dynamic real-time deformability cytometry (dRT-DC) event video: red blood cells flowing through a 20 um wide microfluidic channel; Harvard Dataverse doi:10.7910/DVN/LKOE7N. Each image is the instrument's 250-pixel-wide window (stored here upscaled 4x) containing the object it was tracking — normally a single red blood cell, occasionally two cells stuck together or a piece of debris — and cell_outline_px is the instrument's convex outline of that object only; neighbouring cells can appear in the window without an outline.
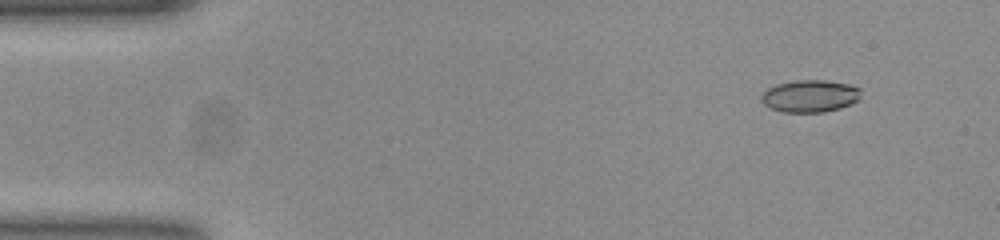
{"species": "common noctule bat (a hibernating species)", "species_latin": "Nyctalus noctula", "temperature_condition": "room temperature", "stored_images_in_passage": 53, "camera_frame_rate_fps": 3000, "um_per_image_px": 0.085, "animal": {"sex": "female", "body_mass_g": 23.0, "forearm_length_mm": 53.4}, "frame": {"image": 1, "passage_image": 5, "time_ms": 1.333, "image_size_px": [1000, 240], "cell_outline_px": [[860, 100], [840, 108], [824, 112], [784, 112], [772, 108], [764, 104], [760, 100], [760, 96], [768, 88], [776, 84], [796, 80], [824, 80], [852, 84], [860, 88]], "centroid_in_image_um": [68.87, 8.15], "position_along_channel_um": 16.1, "area_um2": 18.84}}
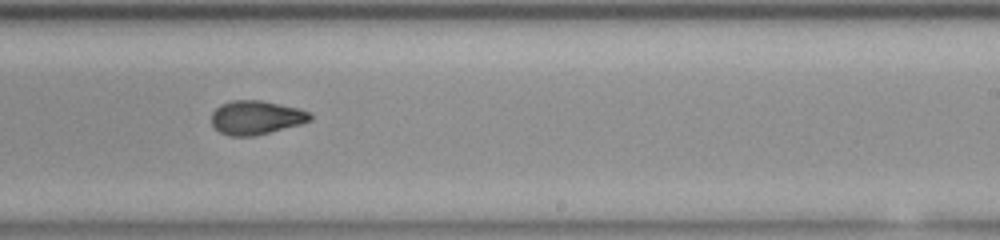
{"frame": {"image": 2, "passage_image": 32, "time_ms": 10.333, "image_size_px": [1000, 240], "cell_outline_px": [[312, 120], [300, 124], [256, 136], [228, 136], [220, 132], [212, 124], [212, 112], [220, 104], [232, 100], [264, 100], [296, 108], [308, 112], [312, 116]], "centroid_in_image_um": [21.75, 9.99], "position_along_channel_um": 267.3, "area_um2": 19.48}}
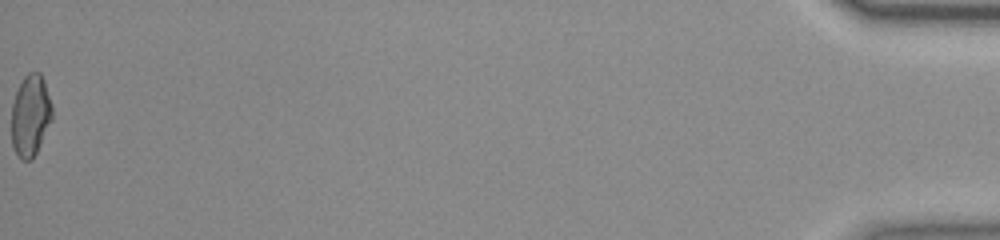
{"frame": {"image": 3, "passage_image": 53, "time_ms": 17.333, "image_size_px": [1000, 240], "cell_outline_px": [[52, 120], [32, 160], [20, 160], [12, 144], [12, 104], [16, 92], [24, 76], [28, 72], [40, 72], [44, 80], [52, 104]], "centroid_in_image_um": [2.6, 9.81], "position_along_channel_um": 432.6, "area_um2": 19.31}, "authors_computed_cell_mechanics": {"area_um2": 19.363, "velocity_mm_per_s": 3.8932, "shape_relaxation_time_tau1_ms": 9.8746, "shape_relaxation_time_tau2_ms": 1.8655, "deformation_change_tau1": 0.2443, "deformation_change_tau2": 0.0726}}